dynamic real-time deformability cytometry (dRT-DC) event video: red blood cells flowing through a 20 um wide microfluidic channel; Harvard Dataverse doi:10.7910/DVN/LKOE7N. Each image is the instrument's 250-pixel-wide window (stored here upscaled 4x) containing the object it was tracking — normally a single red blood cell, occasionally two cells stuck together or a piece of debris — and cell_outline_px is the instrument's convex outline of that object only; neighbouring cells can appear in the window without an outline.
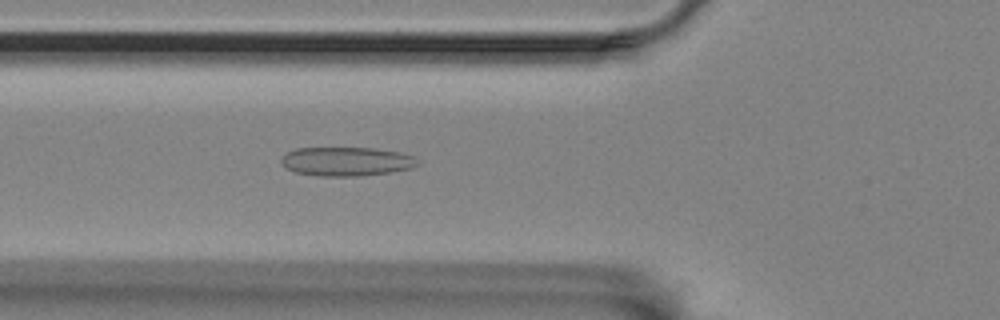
{"species": "Egyptian fruit bat (a non-hibernating species)", "species_latin": "Rousettus aegyptiacus", "temperature_condition": "room temperature", "stored_images_in_passage": 56, "camera_frame_rate_fps": 3000, "um_per_image_px": 0.085, "animal": {"sex": "female"}, "frame": {"image": 1, "passage_image": 20, "time_ms": 6.333, "image_size_px": [1000, 320], "cell_outline_px": [[416, 164], [412, 168], [388, 172], [360, 176], [320, 176], [296, 172], [288, 168], [280, 160], [288, 152], [296, 148], [372, 148], [396, 152], [416, 156]], "centroid_in_image_um": [29.44, 13.72], "position_along_channel_um": 96.4, "area_um2": 22.6}}
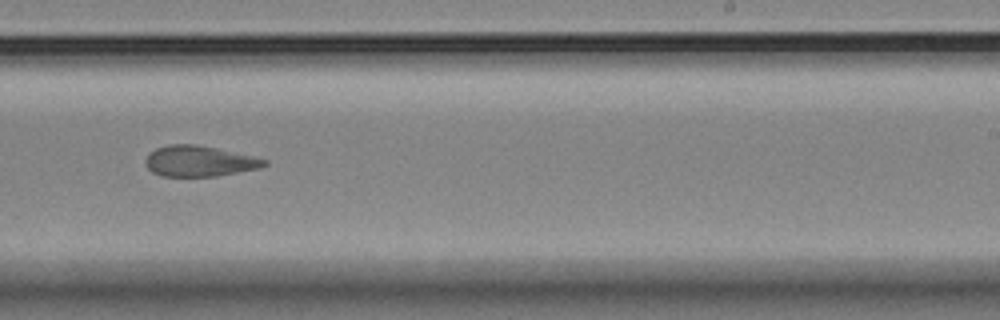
{"frame": {"image": 2, "passage_image": 35, "time_ms": 11.333, "image_size_px": [1000, 320], "cell_outline_px": [[268, 164], [260, 168], [216, 176], [160, 176], [152, 172], [148, 168], [144, 160], [148, 152], [156, 148], [168, 144], [196, 144], [216, 148], [252, 156], [268, 160]], "centroid_in_image_um": [16.9, 13.69], "position_along_channel_um": 272.1, "area_um2": 21.33}}
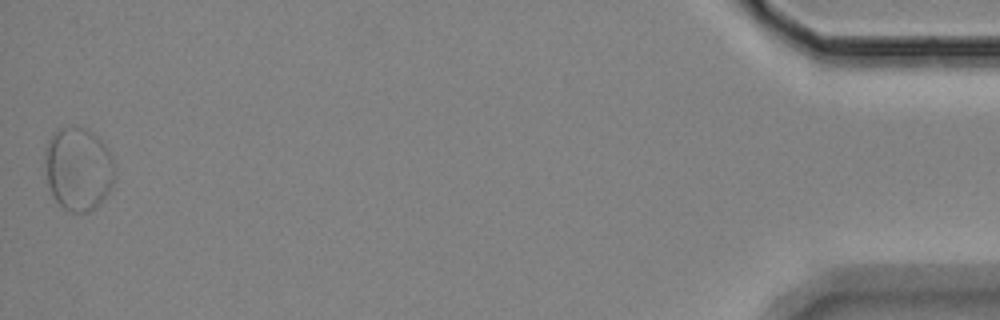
{"frame": {"image": 3, "passage_image": 56, "time_ms": 18.333, "image_size_px": [1000, 320], "cell_outline_px": [[116, 176], [108, 192], [92, 212], [72, 212], [64, 208], [52, 196], [48, 184], [44, 160], [44, 152], [48, 140], [60, 128], [84, 128], [92, 132], [108, 148], [112, 156], [116, 168]], "centroid_in_image_um": [6.67, 14.37], "position_along_channel_um": 428.5, "area_um2": 33.93}, "authors_computed_cell_mechanics": {"area_um2": 24.1893, "velocity_mm_per_s": 3.5025, "shape_relaxation_time_tau1_ms": null, "shape_relaxation_time_tau2_ms": 1.8791, "deformation_change_tau1": null, "deformation_change_tau2": 0.0979}}